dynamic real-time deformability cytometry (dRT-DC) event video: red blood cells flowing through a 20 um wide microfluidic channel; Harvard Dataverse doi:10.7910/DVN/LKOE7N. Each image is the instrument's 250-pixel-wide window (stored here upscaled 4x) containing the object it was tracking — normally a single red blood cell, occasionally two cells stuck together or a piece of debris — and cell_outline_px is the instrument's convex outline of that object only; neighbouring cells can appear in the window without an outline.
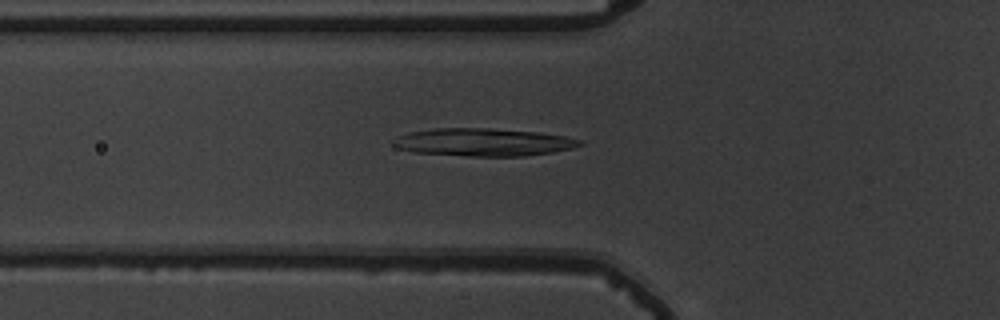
{"species": "common noctule bat (a hibernating species)", "species_latin": "Nyctalus noctula", "temperature_condition": "warm", "stored_images_in_passage": 56, "camera_frame_rate_fps": 3000, "um_per_image_px": 0.085, "animal": {"sex": "male", "body_mass_g": 19.5, "forearm_length_mm": 54.6}, "frame": {"image": 1, "passage_image": 21, "time_ms": 6.667, "image_size_px": [1000, 320], "cell_outline_px": [[584, 144], [572, 148], [552, 152], [524, 156], [468, 156], [412, 152], [400, 148], [392, 144], [392, 140], [396, 136], [408, 132], [432, 128], [488, 128], [540, 132], [564, 136], [584, 140]], "centroid_in_image_um": [41.07, 12.08], "position_along_channel_um": 84.7, "area_um2": 30.4}}
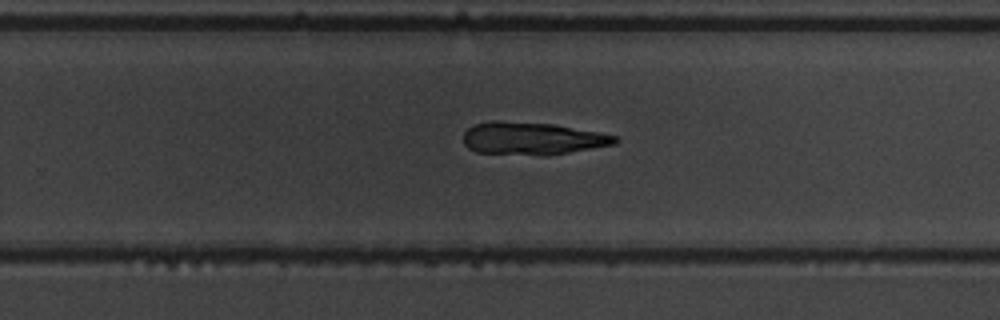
{"frame": {"image": 2, "passage_image": 37, "time_ms": 12.0, "image_size_px": [1000, 320], "cell_outline_px": [[620, 140], [616, 144], [548, 156], [540, 156], [476, 152], [468, 148], [464, 144], [464, 132], [472, 124], [488, 120], [500, 120], [552, 124], [596, 132], [616, 136]], "centroid_in_image_um": [45.19, 11.77], "position_along_channel_um": 284.6, "area_um2": 29.13}}
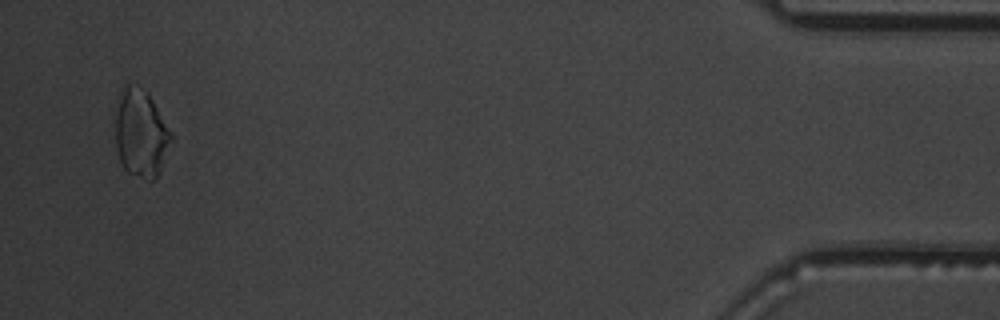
{"frame": {"image": 3, "passage_image": 54, "time_ms": 17.667, "image_size_px": [1000, 320], "cell_outline_px": [[172, 140], [160, 172], [156, 180], [148, 180], [128, 172], [124, 168], [120, 160], [116, 148], [116, 120], [120, 88], [124, 84], [140, 84], [148, 92], [172, 132]], "centroid_in_image_um": [11.99, 11.3], "position_along_channel_um": 423.2, "area_um2": 28.84}, "authors_computed_cell_mechanics": {"area_um2": 28.8711, "velocity_mm_per_s": 3.7465, "shape_relaxation_time_tau1_ms": 8.5772, "shape_relaxation_time_tau2_ms": 11.0805, "deformation_change_tau1": 0.2244, "deformation_change_tau2": 0.2119}}